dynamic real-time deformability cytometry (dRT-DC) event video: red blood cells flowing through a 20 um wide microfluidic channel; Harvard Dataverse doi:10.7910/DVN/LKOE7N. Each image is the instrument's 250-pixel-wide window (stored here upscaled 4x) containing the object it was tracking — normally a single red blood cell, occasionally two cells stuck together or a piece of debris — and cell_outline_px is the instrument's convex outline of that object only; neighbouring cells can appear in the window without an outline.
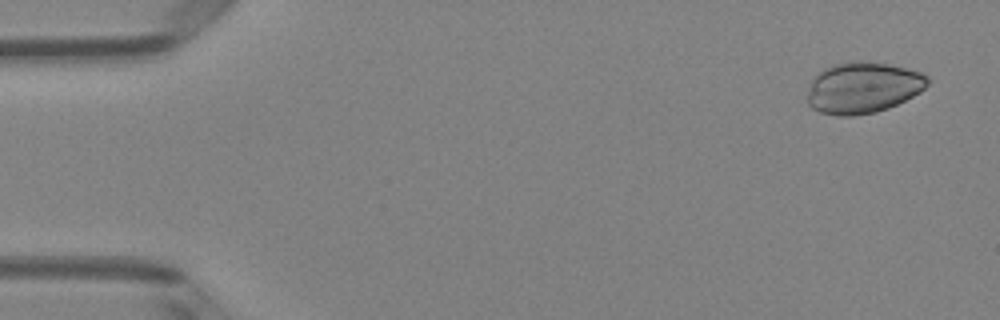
{"species": "Egyptian fruit bat (a non-hibernating species)", "species_latin": "Rousettus aegyptiacus", "temperature_condition": "room temperature", "stored_images_in_passage": 6, "camera_frame_rate_fps": 3000, "um_per_image_px": 0.085, "animal": {"sex": "female"}, "frame": {"image": 1, "passage_image": 1, "time_ms": 0.0, "image_size_px": [1000, 320], "cell_outline_px": [[928, 84], [920, 92], [888, 108], [876, 112], [852, 116], [836, 116], [820, 112], [812, 108], [808, 104], [808, 92], [812, 80], [824, 68], [832, 64], [848, 60], [868, 60], [888, 64], [920, 72], [928, 76]], "centroid_in_image_um": [73.33, 7.44], "position_along_channel_um": 11.7, "area_um2": 36.01}}